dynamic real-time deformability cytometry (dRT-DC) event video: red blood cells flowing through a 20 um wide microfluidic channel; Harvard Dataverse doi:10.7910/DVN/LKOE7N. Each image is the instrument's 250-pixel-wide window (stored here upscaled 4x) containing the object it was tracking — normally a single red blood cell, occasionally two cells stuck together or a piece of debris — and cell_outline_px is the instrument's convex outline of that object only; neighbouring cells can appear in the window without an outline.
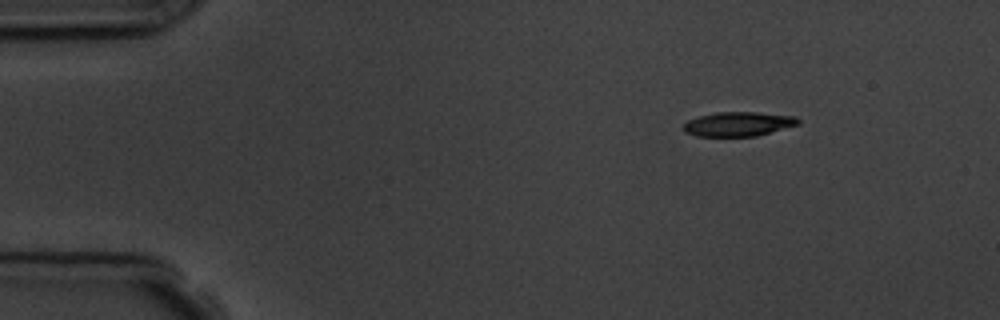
{"species": "common noctule bat (a hibernating species)", "species_latin": "Nyctalus noctula", "temperature_condition": "room temperature", "stored_images_in_passage": 11, "camera_frame_rate_fps": 3000, "um_per_image_px": 0.085, "animal": {"sex": "male", "body_mass_g": 19.5, "forearm_length_mm": 54.6}, "frame": {"image": 1, "passage_image": 1, "time_ms": 0.0, "image_size_px": [1000, 320], "cell_outline_px": [[800, 124], [756, 136], [696, 136], [684, 132], [684, 124], [688, 120], [700, 116], [716, 112], [756, 112], [796, 116], [800, 120]], "centroid_in_image_um": [62.77, 10.54], "position_along_channel_um": 22.2, "area_um2": 16.24}}
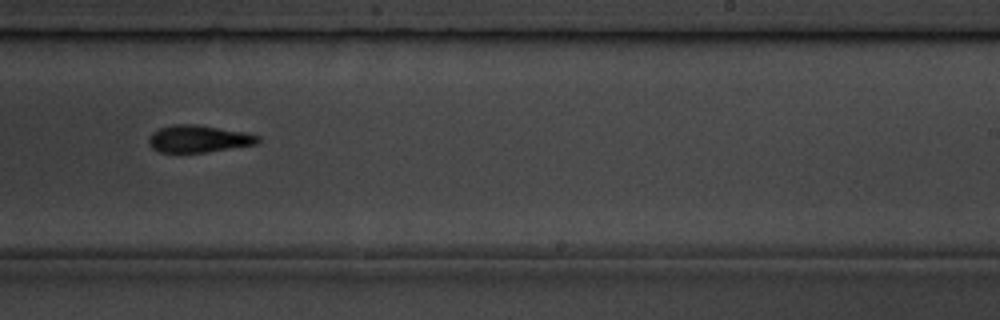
{"frame": {"image": 2, "passage_image": 8, "time_ms": 9.0, "image_size_px": [1000, 320], "cell_outline_px": [[260, 140], [256, 144], [204, 152], [160, 152], [152, 148], [148, 144], [148, 140], [152, 132], [160, 128], [172, 124], [196, 124], [244, 132], [260, 136]], "centroid_in_image_um": [16.85, 11.79], "position_along_channel_um": 272.2, "area_um2": 17.17}, "authors_computed_cell_mechanics": {"area_um2": 17.629, "velocity_mm_per_s": 3.6832, "shape_relaxation_time_tau1_ms": 6.1712, "shape_relaxation_time_tau2_ms": null, "deformation_change_tau1": 0.1746, "deformation_change_tau2": null}}